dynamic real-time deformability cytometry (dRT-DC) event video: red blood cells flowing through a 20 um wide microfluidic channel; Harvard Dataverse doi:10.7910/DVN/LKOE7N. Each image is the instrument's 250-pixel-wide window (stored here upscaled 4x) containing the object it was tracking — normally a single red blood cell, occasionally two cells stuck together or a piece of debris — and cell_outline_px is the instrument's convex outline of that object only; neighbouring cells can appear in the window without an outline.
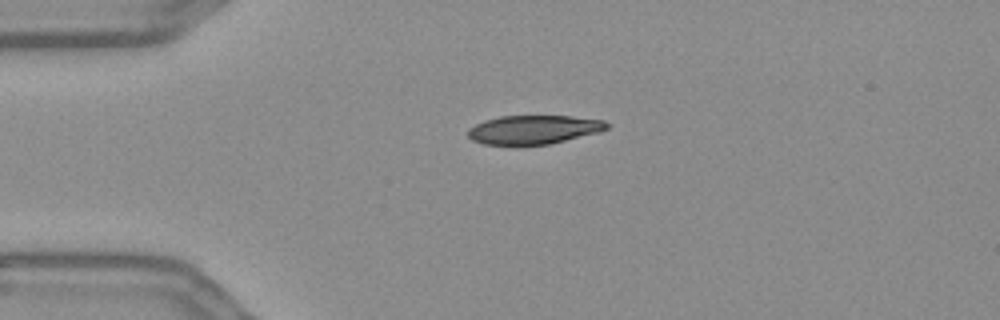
{"species": "Egyptian fruit bat (a non-hibernating species)", "species_latin": "Rousettus aegyptiacus", "temperature_condition": "warm", "stored_images_in_passage": 33, "camera_frame_rate_fps": 3000, "um_per_image_px": 0.085, "frame": {"image": 1, "passage_image": 1, "time_ms": 0.0, "image_size_px": [1000, 320], "cell_outline_px": [[608, 128], [600, 132], [548, 144], [520, 148], [484, 144], [472, 140], [468, 136], [468, 128], [484, 120], [500, 116], [572, 116], [604, 120], [608, 124]], "centroid_in_image_um": [45.31, 11.06], "position_along_channel_um": 39.7, "area_um2": 24.04}}
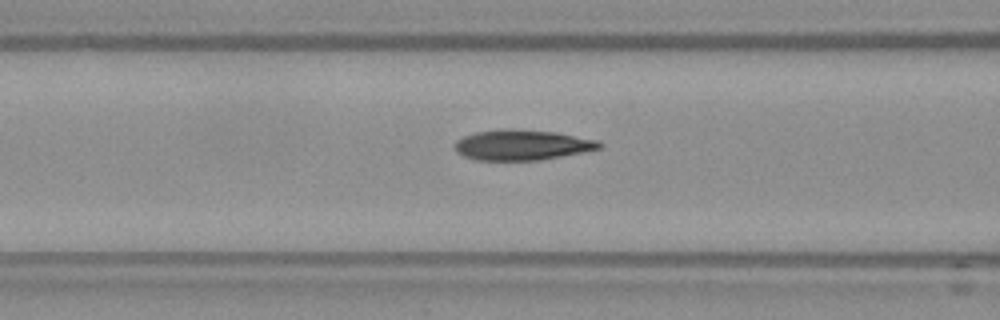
{"frame": {"image": 2, "passage_image": 10, "time_ms": 3.0, "image_size_px": [1000, 320], "cell_outline_px": [[604, 144], [600, 148], [584, 152], [540, 160], [476, 160], [464, 156], [456, 152], [452, 144], [456, 140], [464, 136], [476, 132], [508, 128], [512, 128], [556, 132], [600, 140]], "centroid_in_image_um": [44.38, 12.31], "position_along_channel_um": 122.2, "area_um2": 25.89}}
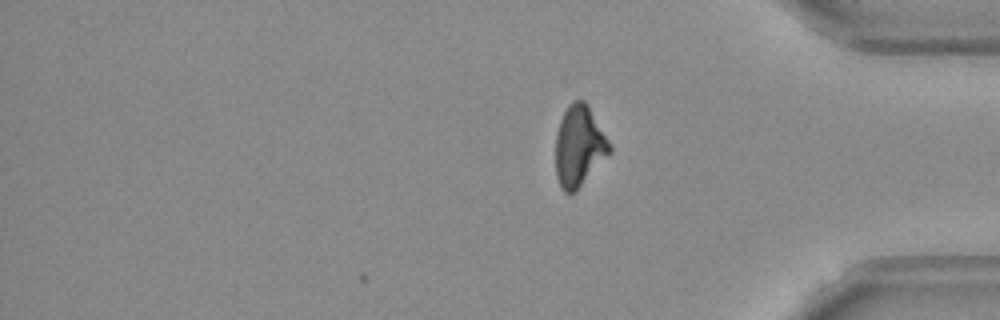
{"frame": {"image": 3, "passage_image": 33, "time_ms": 10.667, "image_size_px": [1000, 320], "cell_outline_px": [[612, 152], [572, 192], [564, 192], [560, 188], [556, 176], [556, 132], [560, 120], [568, 104], [572, 100], [584, 100], [588, 104], [608, 140], [612, 148]], "centroid_in_image_um": [49.21, 12.37], "position_along_channel_um": 386.0, "area_um2": 25.09}, "authors_computed_cell_mechanics": {"area_um2": 25.8944, "velocity_mm_per_s": 3.6539, "shape_relaxation_time_tau1_ms": 7.0871, "shape_relaxation_time_tau2_ms": 2.1062, "deformation_change_tau1": 0.2161, "deformation_change_tau2": 0.0747}}